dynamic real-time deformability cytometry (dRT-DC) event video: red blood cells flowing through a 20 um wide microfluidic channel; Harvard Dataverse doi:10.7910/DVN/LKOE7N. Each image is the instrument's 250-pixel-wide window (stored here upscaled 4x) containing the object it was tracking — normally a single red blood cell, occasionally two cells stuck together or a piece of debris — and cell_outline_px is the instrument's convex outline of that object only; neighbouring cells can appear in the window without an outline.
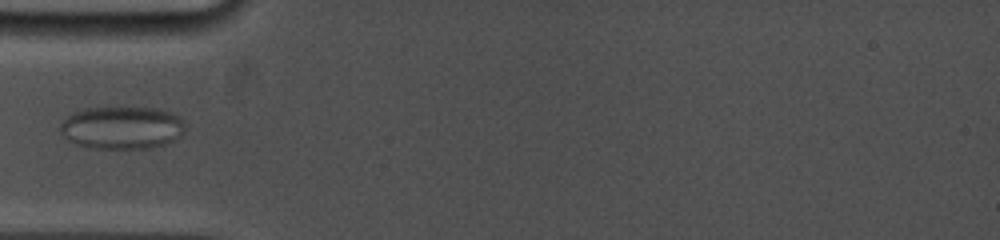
{"species": "common noctule bat (a hibernating species)", "species_latin": "Nyctalus noctula", "temperature_condition": "cold", "stored_images_in_passage": 21, "camera_frame_rate_fps": 5000, "um_per_image_px": 0.085, "animal": {"sex": "female", "body_mass_g": 19.0, "forearm_length_mm": 53.3}, "frame": {"image": 1, "passage_image": 10, "time_ms": 5.4, "image_size_px": [1000, 240], "cell_outline_px": [[184, 132], [176, 140], [164, 144], [148, 148], [88, 148], [76, 144], [68, 140], [60, 132], [60, 124], [72, 112], [84, 108], [160, 108], [172, 112], [180, 116], [184, 120]], "centroid_in_image_um": [10.38, 10.85], "position_along_channel_um": 74.6, "area_um2": 31.33}}
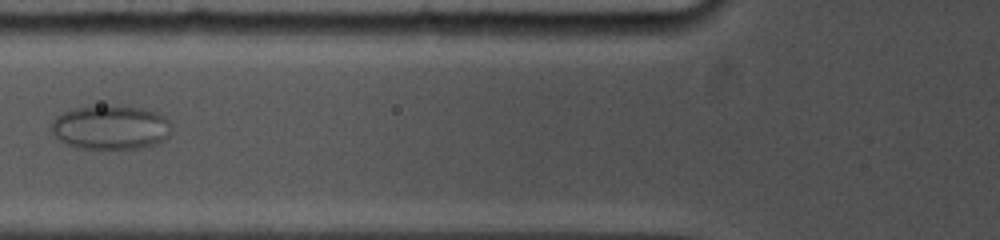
{"frame": {"image": 2, "passage_image": 12, "time_ms": 6.6, "image_size_px": [1000, 240], "cell_outline_px": [[172, 128], [168, 136], [164, 140], [152, 144], [136, 148], [80, 148], [68, 144], [60, 140], [52, 132], [52, 124], [56, 116], [64, 112], [76, 108], [92, 104], [144, 108], [156, 112], [172, 120]], "centroid_in_image_um": [9.44, 10.8], "position_along_channel_um": 116.4, "area_um2": 30.98}}
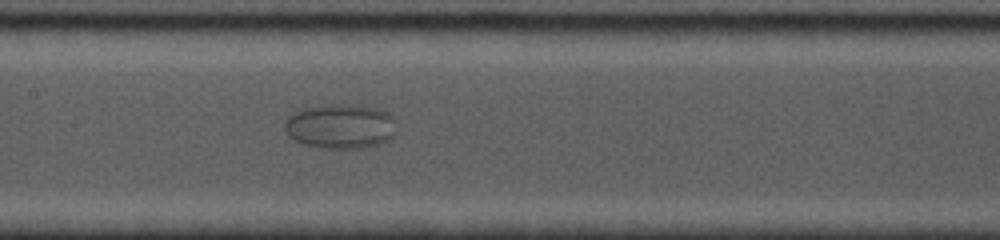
{"frame": {"image": 3, "passage_image": 15, "time_ms": 8.4, "image_size_px": [1000, 240], "cell_outline_px": [[396, 132], [388, 140], [380, 144], [364, 148], [324, 148], [304, 144], [288, 136], [284, 128], [284, 120], [288, 116], [304, 108], [328, 104], [352, 104], [376, 108], [388, 112], [392, 116]], "centroid_in_image_um": [28.93, 10.73], "position_along_channel_um": 178.5, "area_um2": 29.25}}